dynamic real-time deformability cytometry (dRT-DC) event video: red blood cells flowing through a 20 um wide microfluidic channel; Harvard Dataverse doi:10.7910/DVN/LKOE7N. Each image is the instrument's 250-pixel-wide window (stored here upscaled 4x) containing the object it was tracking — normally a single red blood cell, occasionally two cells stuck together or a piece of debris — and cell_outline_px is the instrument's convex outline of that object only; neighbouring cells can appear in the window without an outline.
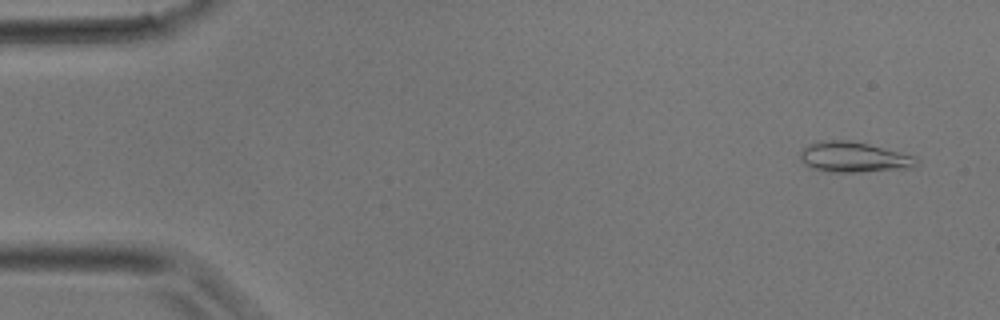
{"species": "common noctule bat (a hibernating species)", "species_latin": "Nyctalus noctula", "temperature_condition": "room temperature", "stored_images_in_passage": 39, "camera_frame_rate_fps": 3000, "um_per_image_px": 0.085, "animal": {"sex": "male", "body_mass_g": 17.9}, "frame": {"image": 1, "passage_image": 2, "time_ms": 0.333, "image_size_px": [1000, 320], "cell_outline_px": [[920, 164], [912, 168], [860, 172], [832, 172], [812, 168], [804, 164], [800, 160], [800, 152], [808, 144], [824, 140], [848, 140], [868, 144], [916, 156], [920, 160]], "centroid_in_image_um": [72.61, 13.36], "position_along_channel_um": 12.4, "area_um2": 20.75}}
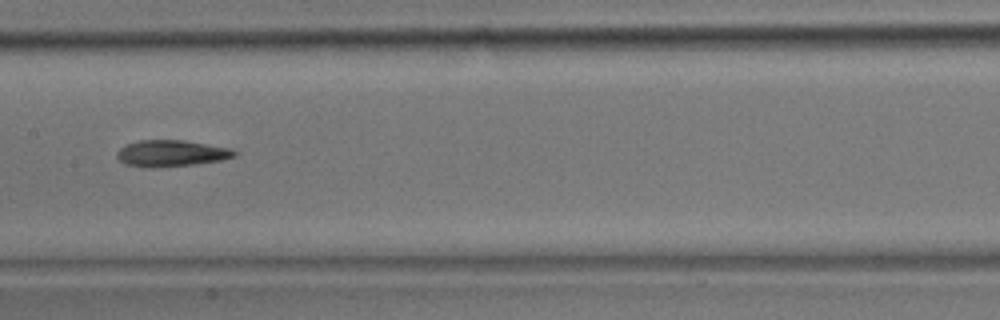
{"frame": {"image": 2, "passage_image": 19, "time_ms": 6.0, "image_size_px": [1000, 320], "cell_outline_px": [[240, 152], [236, 156], [220, 160], [192, 164], [148, 168], [144, 168], [124, 164], [116, 156], [116, 152], [120, 148], [128, 144], [140, 140], [184, 140], [228, 148]], "centroid_in_image_um": [14.53, 13.03], "position_along_channel_um": 192.9, "area_um2": 17.98}}
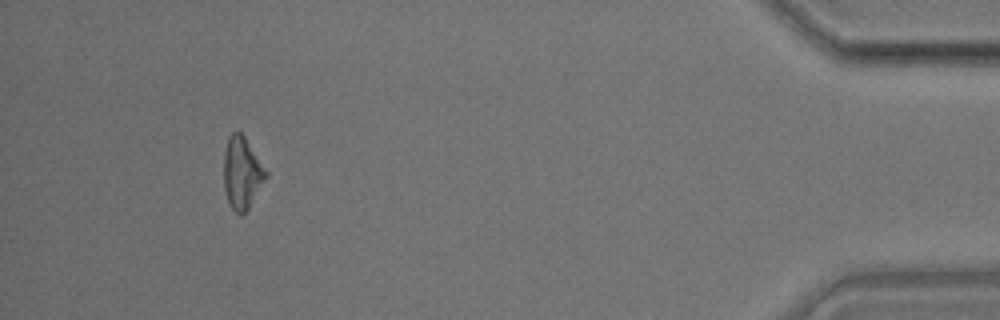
{"frame": {"image": 3, "passage_image": 36, "time_ms": 11.667, "image_size_px": [1000, 320], "cell_outline_px": [[268, 176], [248, 208], [240, 216], [228, 204], [224, 188], [224, 152], [228, 136], [232, 132], [240, 132], [244, 136], [268, 172]], "centroid_in_image_um": [20.56, 14.7], "position_along_channel_um": 414.6, "area_um2": 17.63}}